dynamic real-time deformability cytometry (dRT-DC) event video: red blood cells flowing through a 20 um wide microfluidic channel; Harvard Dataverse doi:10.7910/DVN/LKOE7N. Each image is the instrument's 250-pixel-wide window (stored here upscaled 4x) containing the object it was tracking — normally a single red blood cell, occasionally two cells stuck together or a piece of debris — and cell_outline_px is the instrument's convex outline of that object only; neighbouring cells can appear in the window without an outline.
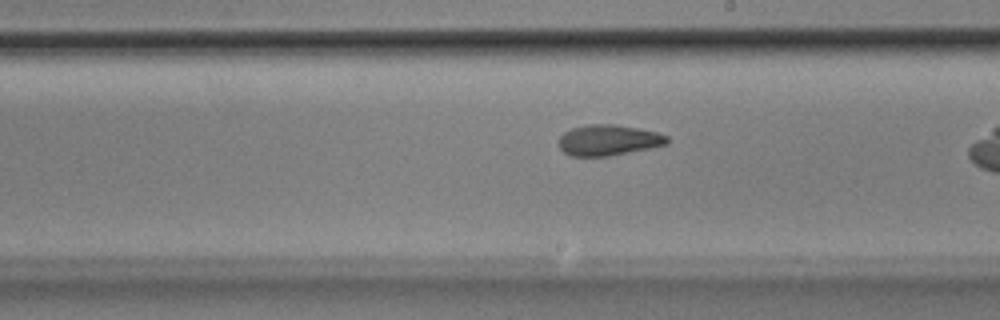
{"species": "Egyptian fruit bat (a non-hibernating species)", "species_latin": "Rousettus aegyptiacus", "temperature_condition": "room temperature", "stored_images_in_passage": 39, "camera_frame_rate_fps": 3000, "um_per_image_px": 0.085, "animal": {"sex": "male"}, "frame": {"image": 1, "passage_image": 28, "time_ms": 9.0, "image_size_px": [1000, 320], "cell_outline_px": [[668, 144], [608, 156], [572, 156], [564, 152], [560, 148], [556, 140], [564, 132], [572, 128], [588, 124], [616, 124], [656, 132], [668, 136]], "centroid_in_image_um": [51.67, 11.9], "position_along_channel_um": 237.3, "area_um2": 19.36}}